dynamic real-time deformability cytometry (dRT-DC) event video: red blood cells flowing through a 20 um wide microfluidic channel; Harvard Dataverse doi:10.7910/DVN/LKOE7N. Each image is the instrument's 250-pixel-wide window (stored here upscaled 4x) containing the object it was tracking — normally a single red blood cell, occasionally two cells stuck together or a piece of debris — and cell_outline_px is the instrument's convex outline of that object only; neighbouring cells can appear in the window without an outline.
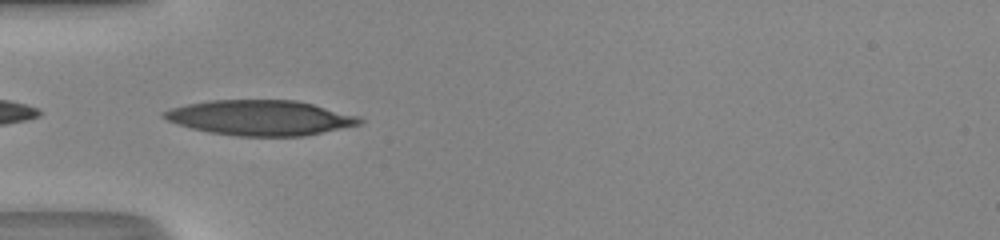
{"species": "human", "species_latin": "Homo sapiens", "temperature_condition": "room temperature", "stored_images_in_passage": 33, "camera_frame_rate_fps": 3000, "um_per_image_px": 0.085, "donor": {"sex": "male"}, "frame": {"image": 1, "passage_image": 1, "time_ms": 0.0, "image_size_px": [1000, 240], "cell_outline_px": [[364, 120], [360, 124], [304, 136], [236, 136], [208, 132], [192, 128], [168, 120], [160, 116], [160, 112], [172, 108], [188, 104], [208, 100], [296, 100], [360, 116]], "centroid_in_image_um": [22.12, 10.01], "position_along_channel_um": 62.9, "area_um2": 39.94}}
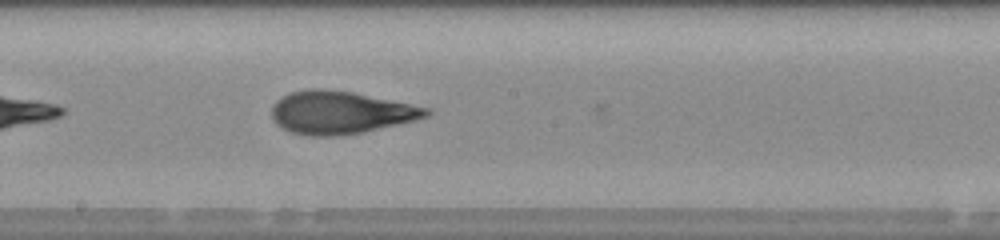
{"frame": {"image": 2, "passage_image": 12, "time_ms": 3.667, "image_size_px": [1000, 240], "cell_outline_px": [[432, 112], [428, 116], [364, 132], [336, 136], [312, 136], [292, 132], [276, 124], [272, 120], [272, 104], [280, 96], [292, 92], [308, 88], [324, 88], [352, 92], [432, 108]], "centroid_in_image_um": [28.91, 9.55], "position_along_channel_um": 219.3, "area_um2": 38.49}}
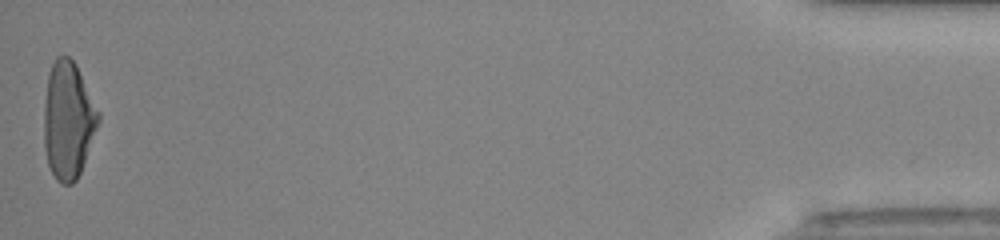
{"frame": {"image": 3, "passage_image": 33, "time_ms": 10.667, "image_size_px": [1000, 240], "cell_outline_px": [[100, 120], [80, 172], [76, 180], [72, 184], [60, 184], [56, 180], [48, 164], [44, 148], [44, 104], [48, 72], [56, 56], [68, 56], [76, 64], [100, 112]], "centroid_in_image_um": [5.78, 10.21], "position_along_channel_um": 429.4, "area_um2": 37.28}, "authors_computed_cell_mechanics": {"area_um2": 37.3388, "velocity_mm_per_s": 4.3475, "shape_relaxation_time_tau1_ms": null, "shape_relaxation_time_tau2_ms": 1.2816, "deformation_change_tau1": null, "deformation_change_tau2": 0.096}}